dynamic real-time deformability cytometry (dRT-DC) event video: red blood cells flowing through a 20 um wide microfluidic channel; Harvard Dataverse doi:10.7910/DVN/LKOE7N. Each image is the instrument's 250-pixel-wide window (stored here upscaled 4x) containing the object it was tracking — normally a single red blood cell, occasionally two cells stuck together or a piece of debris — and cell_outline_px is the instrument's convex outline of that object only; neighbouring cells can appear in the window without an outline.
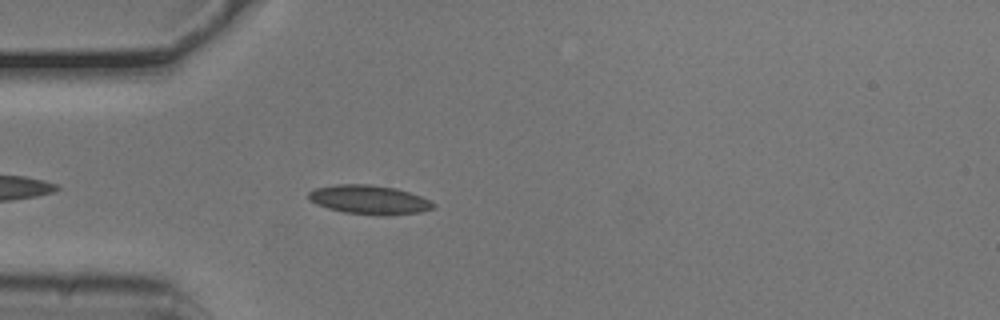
{"species": "common noctule bat (a hibernating species)", "species_latin": "Nyctalus noctula", "temperature_condition": "cold", "stored_images_in_passage": 41, "camera_frame_rate_fps": 3000, "um_per_image_px": 0.085, "animal": {"sex": "male", "body_mass_g": 20.5, "forearm_length_mm": 52.5}, "frame": {"image": 1, "passage_image": 5, "time_ms": 1.333, "image_size_px": [1000, 320], "cell_outline_px": [[436, 208], [420, 212], [384, 216], [380, 216], [344, 212], [328, 208], [316, 204], [308, 196], [308, 192], [316, 188], [336, 184], [372, 184], [396, 188], [420, 196], [436, 204]], "centroid_in_image_um": [31.41, 16.98], "position_along_channel_um": 53.6, "area_um2": 21.15}}
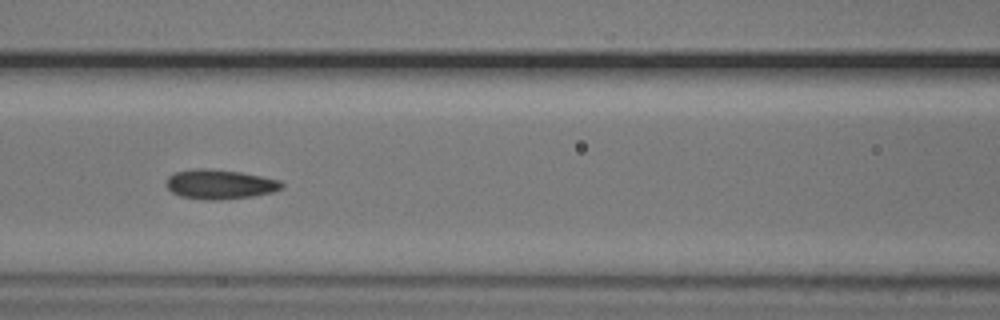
{"frame": {"image": 2, "passage_image": 13, "time_ms": 4.0, "image_size_px": [1000, 320], "cell_outline_px": [[284, 188], [272, 192], [252, 196], [220, 200], [200, 200], [180, 196], [172, 192], [164, 184], [168, 176], [176, 172], [192, 168], [208, 168], [240, 172], [280, 180], [284, 184]], "centroid_in_image_um": [18.66, 15.66], "position_along_channel_um": 147.9, "area_um2": 20.11}}
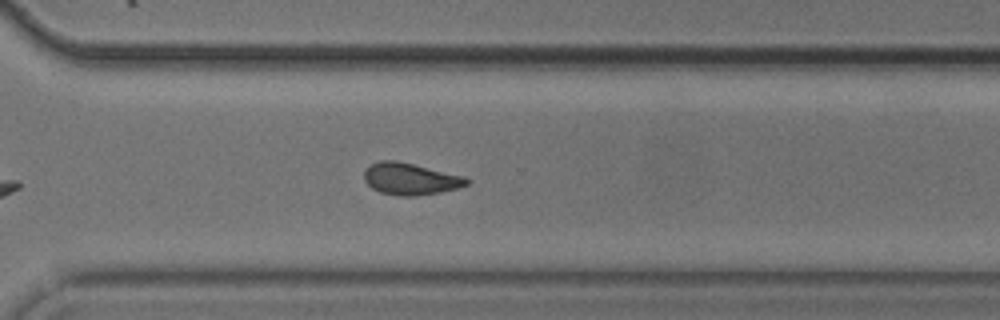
{"frame": {"image": 3, "passage_image": 28, "time_ms": 9.0, "image_size_px": [1000, 320], "cell_outline_px": [[472, 180], [468, 184], [456, 188], [440, 192], [416, 196], [400, 196], [380, 192], [372, 188], [364, 180], [364, 172], [372, 164], [380, 160], [396, 160], [464, 176]], "centroid_in_image_um": [34.89, 15.21], "position_along_channel_um": 335.7, "area_um2": 18.9}, "authors_computed_cell_mechanics": {"area_um2": 19.0162, "velocity_mm_per_s": 3.7677, "shape_relaxation_time_tau1_ms": null, "shape_relaxation_time_tau2_ms": 2.0396, "deformation_change_tau1": null, "deformation_change_tau2": 0.0627}}